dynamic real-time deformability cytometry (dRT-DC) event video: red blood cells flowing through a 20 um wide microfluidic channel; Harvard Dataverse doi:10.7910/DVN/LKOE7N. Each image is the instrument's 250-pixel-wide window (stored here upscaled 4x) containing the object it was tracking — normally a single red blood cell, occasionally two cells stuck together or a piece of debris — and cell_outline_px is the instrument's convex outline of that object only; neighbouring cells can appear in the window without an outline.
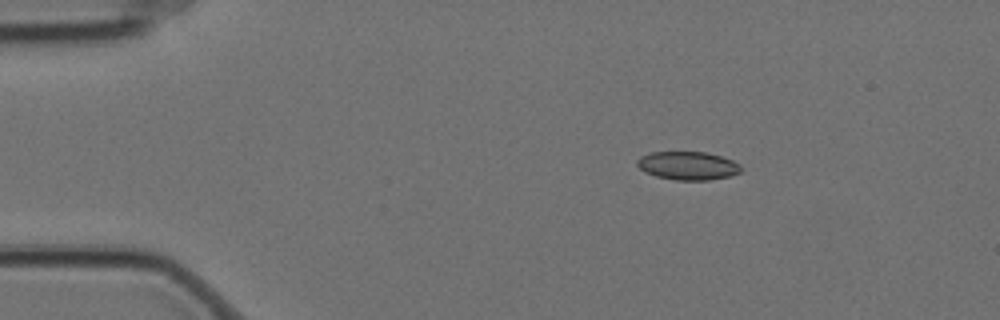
{"species": "Egyptian fruit bat (a non-hibernating species)", "species_latin": "Rousettus aegyptiacus", "temperature_condition": "cold", "stored_images_in_passage": 6, "segment_of_instrument_passage": [1, 2], "camera_frame_rate_fps": 3000, "um_per_image_px": 0.085, "animal": {"sex": "female"}, "frame": {"image": 1, "passage_image": 3, "time_ms": 0.667, "image_size_px": [1000, 320], "cell_outline_px": [[744, 168], [740, 172], [732, 176], [708, 180], [676, 180], [656, 176], [644, 172], [636, 164], [636, 160], [640, 156], [648, 152], [704, 152], [720, 156], [732, 160], [740, 164]], "centroid_in_image_um": [58.47, 14.08], "position_along_channel_um": 26.5, "area_um2": 17.34}}